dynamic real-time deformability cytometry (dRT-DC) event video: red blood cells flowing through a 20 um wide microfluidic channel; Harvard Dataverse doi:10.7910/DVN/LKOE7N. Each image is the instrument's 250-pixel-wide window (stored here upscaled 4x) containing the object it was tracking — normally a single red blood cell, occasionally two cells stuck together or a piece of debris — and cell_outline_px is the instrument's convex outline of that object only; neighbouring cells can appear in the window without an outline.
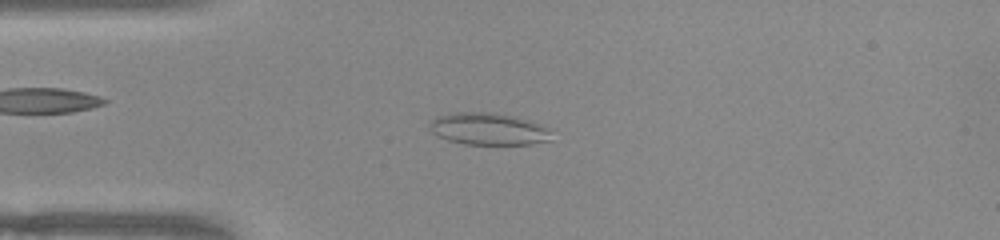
{"species": "common noctule bat (a hibernating species)", "species_latin": "Nyctalus noctula", "temperature_condition": "warm", "stored_images_in_passage": 49, "camera_frame_rate_fps": 3000, "um_per_image_px": 0.085, "animal": {"sex": "female", "body_mass_g": 22.0, "forearm_length_mm": 56.7}, "frame": {"image": 1, "passage_image": 11, "time_ms": 3.333, "image_size_px": [1000, 240], "cell_outline_px": [[556, 128], [552, 140], [532, 144], [464, 144], [448, 140], [436, 136], [428, 128], [428, 124], [436, 116], [456, 112], [496, 112], [516, 116]], "centroid_in_image_um": [41.61, 10.95], "position_along_channel_um": 43.4, "area_um2": 23.64}}
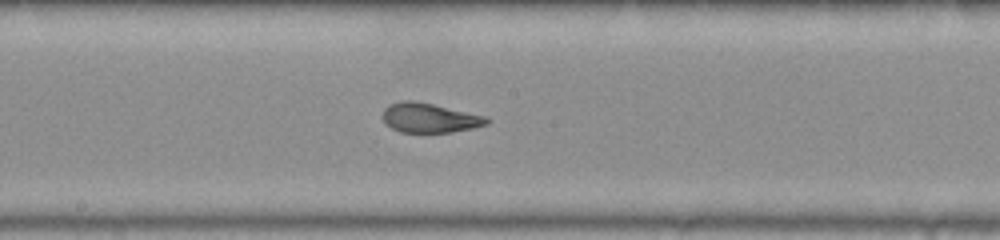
{"frame": {"image": 2, "passage_image": 25, "time_ms": 8.0, "image_size_px": [1000, 240], "cell_outline_px": [[492, 120], [488, 124], [472, 128], [452, 132], [400, 132], [384, 124], [380, 116], [384, 108], [388, 104], [400, 100], [412, 100], [432, 104], [488, 116]], "centroid_in_image_um": [36.48, 10.01], "position_along_channel_um": 211.7, "area_um2": 18.26}}
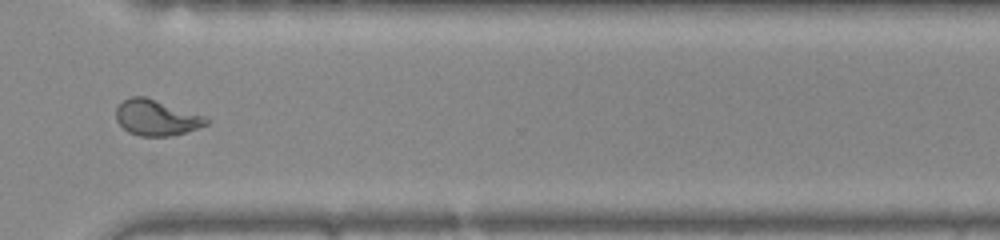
{"frame": {"image": 3, "passage_image": 36, "time_ms": 11.667, "image_size_px": [1000, 240], "cell_outline_px": [[212, 120], [208, 124], [184, 132], [168, 136], [140, 136], [128, 132], [116, 120], [116, 108], [124, 100], [132, 96], [144, 96], [204, 116]], "centroid_in_image_um": [13.28, 10.01], "position_along_channel_um": 357.3, "area_um2": 18.5}, "authors_computed_cell_mechanics": {"area_um2": 19.3052, "velocity_mm_per_s": 3.9642, "shape_relaxation_time_tau1_ms": null, "shape_relaxation_time_tau2_ms": 0.9117, "deformation_change_tau1": null, "deformation_change_tau2": 0.0734}}